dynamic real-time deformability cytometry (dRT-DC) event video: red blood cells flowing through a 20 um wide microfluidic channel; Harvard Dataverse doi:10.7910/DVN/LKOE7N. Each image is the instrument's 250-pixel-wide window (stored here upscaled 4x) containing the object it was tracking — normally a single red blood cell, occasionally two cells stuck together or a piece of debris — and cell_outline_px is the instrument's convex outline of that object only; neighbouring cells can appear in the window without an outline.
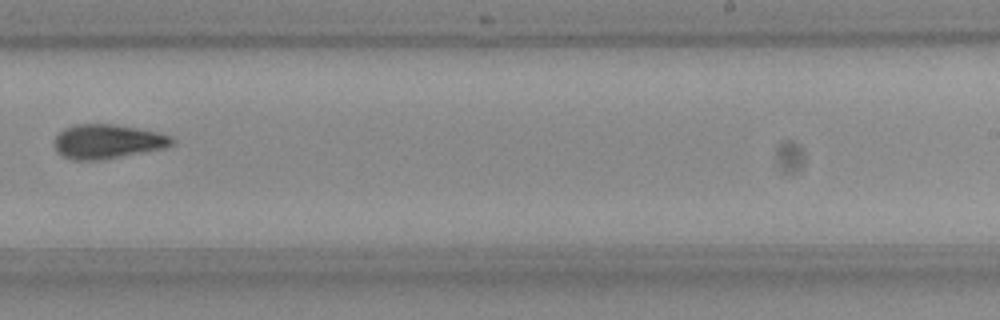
{"species": "Egyptian fruit bat (a non-hibernating species)", "species_latin": "Rousettus aegyptiacus", "temperature_condition": "room temperature", "stored_images_in_passage": 11, "camera_frame_rate_fps": 3000, "um_per_image_px": 0.085, "frame": {"image": 1, "passage_image": 10, "time_ms": 3.0, "image_size_px": [1000, 320], "cell_outline_px": [[176, 140], [172, 144], [164, 148], [100, 160], [76, 160], [64, 156], [56, 148], [56, 136], [64, 128], [76, 124], [116, 124], [156, 132], [168, 136]], "centroid_in_image_um": [9.14, 12.02], "position_along_channel_um": 279.9, "area_um2": 23.0}}